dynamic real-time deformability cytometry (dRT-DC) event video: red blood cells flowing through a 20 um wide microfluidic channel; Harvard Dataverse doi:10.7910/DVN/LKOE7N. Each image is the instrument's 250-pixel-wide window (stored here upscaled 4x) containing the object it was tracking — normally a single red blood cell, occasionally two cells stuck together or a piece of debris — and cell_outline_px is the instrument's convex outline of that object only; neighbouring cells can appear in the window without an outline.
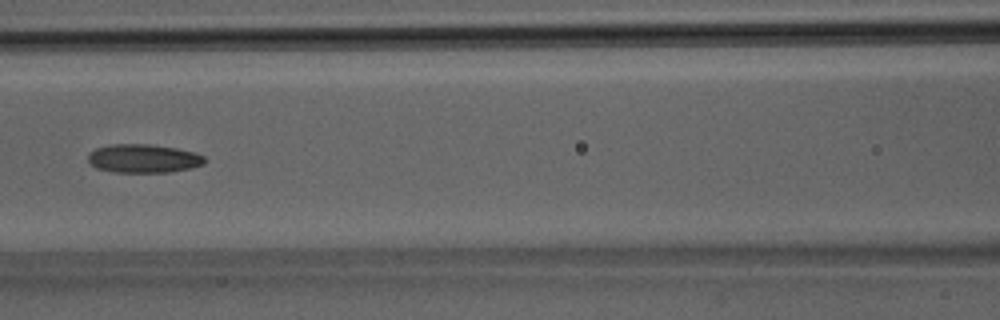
{"species": "Egyptian fruit bat (a non-hibernating species)", "species_latin": "Rousettus aegyptiacus", "temperature_condition": "room temperature", "stored_images_in_passage": 37, "camera_frame_rate_fps": 3000, "um_per_image_px": 0.085, "animal": {"sex": "male"}, "frame": {"image": 1, "passage_image": 16, "time_ms": 5.0, "image_size_px": [1000, 320], "cell_outline_px": [[208, 160], [204, 164], [192, 168], [172, 172], [116, 172], [96, 168], [88, 160], [88, 152], [96, 148], [112, 144], [152, 144], [176, 148], [196, 152], [204, 156]], "centroid_in_image_um": [12.24, 13.47], "position_along_channel_um": 154.4, "area_um2": 19.65}}
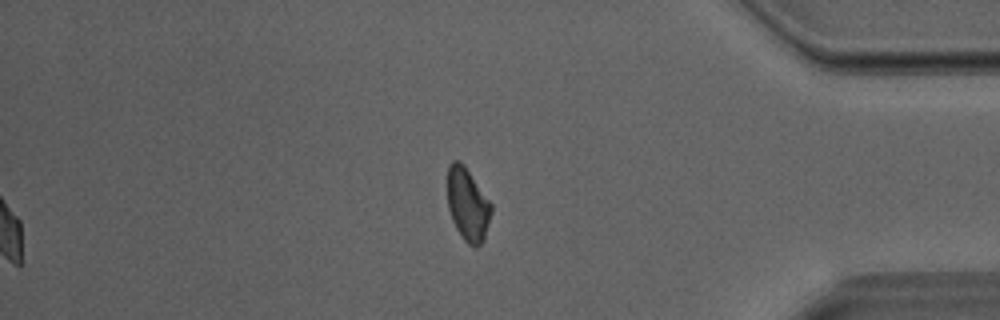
{"frame": {"image": 2, "passage_image": 31, "time_ms": 10.0, "image_size_px": [1000, 320], "cell_outline_px": [[492, 212], [484, 240], [476, 248], [468, 244], [464, 240], [456, 228], [452, 220], [448, 208], [448, 164], [452, 160], [460, 160], [464, 164], [492, 204]], "centroid_in_image_um": [39.76, 17.37], "position_along_channel_um": 395.4, "area_um2": 18.73}}
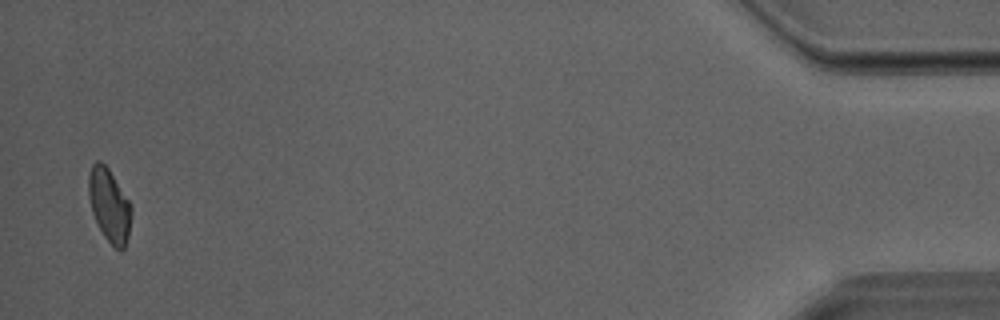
{"frame": {"image": 3, "passage_image": 36, "time_ms": 11.667, "image_size_px": [1000, 320], "cell_outline_px": [[132, 212], [128, 236], [124, 248], [120, 252], [104, 236], [92, 212], [88, 196], [88, 176], [92, 164], [96, 160], [100, 160], [108, 168], [132, 204]], "centroid_in_image_um": [9.3, 17.42], "position_along_channel_um": 425.9, "area_um2": 18.26}}